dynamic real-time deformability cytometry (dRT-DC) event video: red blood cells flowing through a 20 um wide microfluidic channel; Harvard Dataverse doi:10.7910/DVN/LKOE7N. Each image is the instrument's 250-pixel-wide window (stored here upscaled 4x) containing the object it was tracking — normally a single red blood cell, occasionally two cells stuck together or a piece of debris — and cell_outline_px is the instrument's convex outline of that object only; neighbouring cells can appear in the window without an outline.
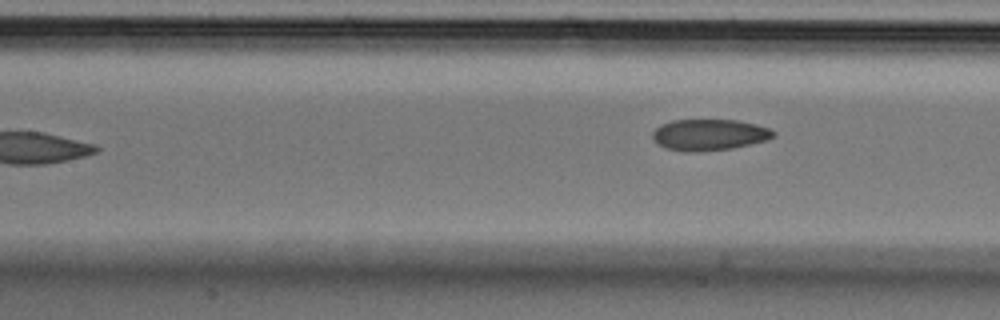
{"species": "Egyptian fruit bat (a non-hibernating species)", "species_latin": "Rousettus aegyptiacus", "temperature_condition": "cold", "stored_images_in_passage": 7, "camera_frame_rate_fps": 3000, "um_per_image_px": 0.085, "animal": {"sex": "male"}, "frame": {"image": 1, "passage_image": 7, "time_ms": 2.0, "image_size_px": [1000, 320], "cell_outline_px": [[776, 136], [768, 140], [732, 148], [696, 152], [684, 152], [664, 148], [656, 144], [652, 140], [652, 132], [660, 124], [672, 120], [736, 120], [756, 124], [768, 128], [776, 132]], "centroid_in_image_um": [60.25, 11.46], "position_along_channel_um": 147.2, "area_um2": 22.31}}